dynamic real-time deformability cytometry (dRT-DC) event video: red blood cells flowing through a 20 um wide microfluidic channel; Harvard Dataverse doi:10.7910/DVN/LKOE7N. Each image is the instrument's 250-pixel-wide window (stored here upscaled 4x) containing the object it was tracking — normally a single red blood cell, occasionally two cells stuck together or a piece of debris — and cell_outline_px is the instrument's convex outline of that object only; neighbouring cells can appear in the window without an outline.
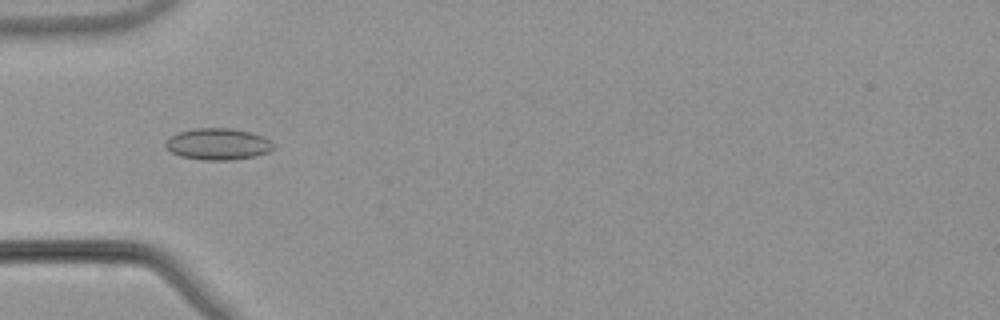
{"species": "common noctule bat (a hibernating species)", "species_latin": "Nyctalus noctula", "temperature_condition": "warm", "stored_images_in_passage": 53, "camera_frame_rate_fps": 3000, "um_per_image_px": 0.085, "animal": {"sex": "male", "body_mass_g": 21.5, "forearm_length_mm": 52.0}, "frame": {"image": 1, "passage_image": 18, "time_ms": 5.667, "image_size_px": [1000, 320], "cell_outline_px": [[272, 148], [268, 152], [256, 156], [228, 160], [204, 160], [180, 156], [164, 148], [164, 144], [172, 136], [180, 132], [196, 128], [232, 128], [252, 132], [264, 136], [272, 144]], "centroid_in_image_um": [18.52, 12.24], "position_along_channel_um": 66.5, "area_um2": 19.71}}
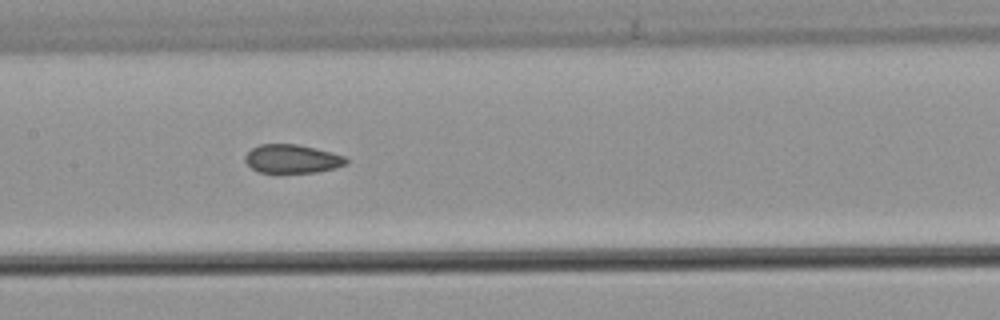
{"frame": {"image": 2, "passage_image": 27, "time_ms": 8.667, "image_size_px": [1000, 320], "cell_outline_px": [[348, 164], [336, 168], [316, 172], [260, 172], [252, 168], [244, 160], [244, 156], [252, 148], [260, 144], [296, 144], [316, 148], [332, 152], [344, 156], [348, 160]], "centroid_in_image_um": [24.86, 13.49], "position_along_channel_um": 182.5, "area_um2": 16.82}}
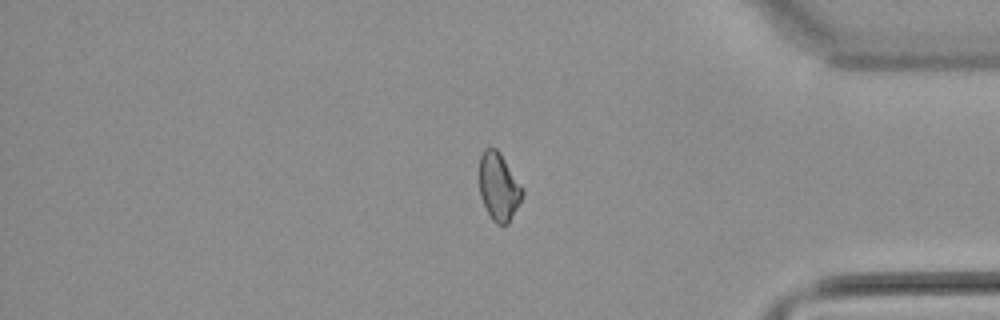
{"frame": {"image": 3, "passage_image": 45, "time_ms": 14.667, "image_size_px": [1000, 320], "cell_outline_px": [[524, 192], [508, 224], [496, 224], [492, 220], [480, 196], [480, 156], [484, 148], [496, 148], [500, 152], [524, 188]], "centroid_in_image_um": [42.4, 15.85], "position_along_channel_um": 392.8, "area_um2": 16.88}, "authors_computed_cell_mechanics": {"area_um2": 17.8602, "velocity_mm_per_s": 3.9005, "shape_relaxation_time_tau1_ms": null, "shape_relaxation_time_tau2_ms": 3.1963, "deformation_change_tau1": null, "deformation_change_tau2": 0.0818}}